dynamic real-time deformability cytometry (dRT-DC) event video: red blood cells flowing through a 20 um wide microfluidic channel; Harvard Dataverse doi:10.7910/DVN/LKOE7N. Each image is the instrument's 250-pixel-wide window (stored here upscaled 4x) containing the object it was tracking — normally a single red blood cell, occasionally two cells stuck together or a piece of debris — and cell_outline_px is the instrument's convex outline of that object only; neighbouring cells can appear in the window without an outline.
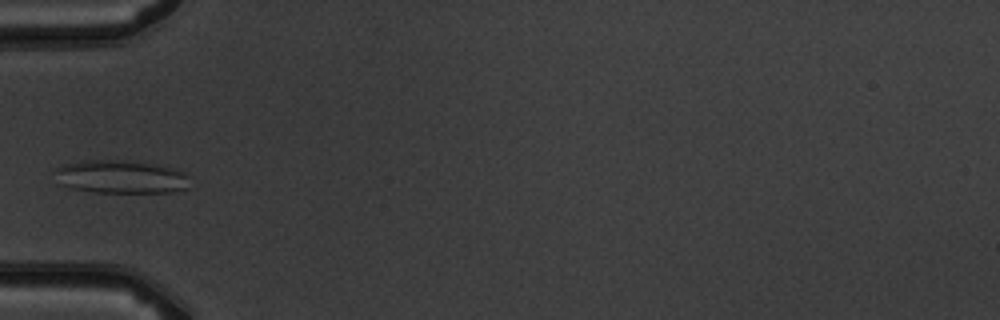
{"species": "common noctule bat (a hibernating species)", "species_latin": "Nyctalus noctula", "temperature_condition": "warm", "stored_images_in_passage": 5, "camera_frame_rate_fps": 3000, "um_per_image_px": 0.085, "animal": {"sex": "male", "body_mass_g": 19.5, "forearm_length_mm": 54.6}, "frame": {"image": 1, "passage_image": 4, "time_ms": 3.667, "image_size_px": [1000, 320], "cell_outline_px": [[192, 188], [172, 192], [92, 192], [72, 188], [64, 184], [56, 172], [56, 168], [64, 164], [80, 160], [124, 160], [156, 164], [176, 168], [184, 172], [188, 176]], "centroid_in_image_um": [10.39, 15.02], "position_along_channel_um": 74.6, "area_um2": 26.18}}
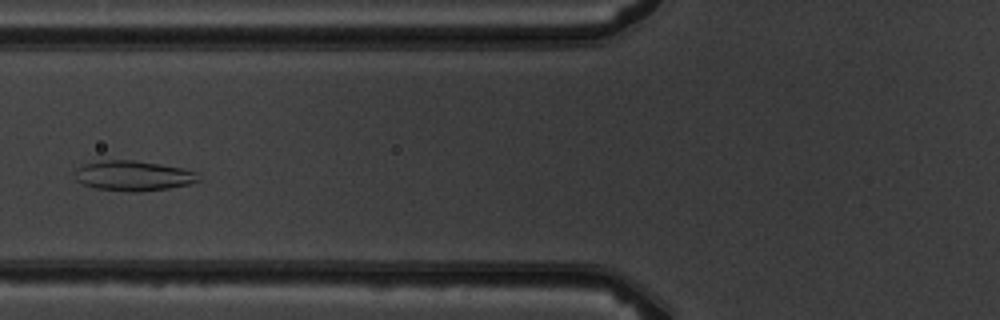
{"frame": {"image": 2, "passage_image": 5, "time_ms": 4.667, "image_size_px": [1000, 320], "cell_outline_px": [[200, 180], [192, 184], [168, 188], [140, 192], [132, 192], [96, 188], [84, 184], [76, 180], [76, 168], [84, 164], [104, 160], [132, 160], [160, 164], [184, 168], [196, 172]], "centroid_in_image_um": [11.36, 14.94], "position_along_channel_um": 114.4, "area_um2": 21.62}}